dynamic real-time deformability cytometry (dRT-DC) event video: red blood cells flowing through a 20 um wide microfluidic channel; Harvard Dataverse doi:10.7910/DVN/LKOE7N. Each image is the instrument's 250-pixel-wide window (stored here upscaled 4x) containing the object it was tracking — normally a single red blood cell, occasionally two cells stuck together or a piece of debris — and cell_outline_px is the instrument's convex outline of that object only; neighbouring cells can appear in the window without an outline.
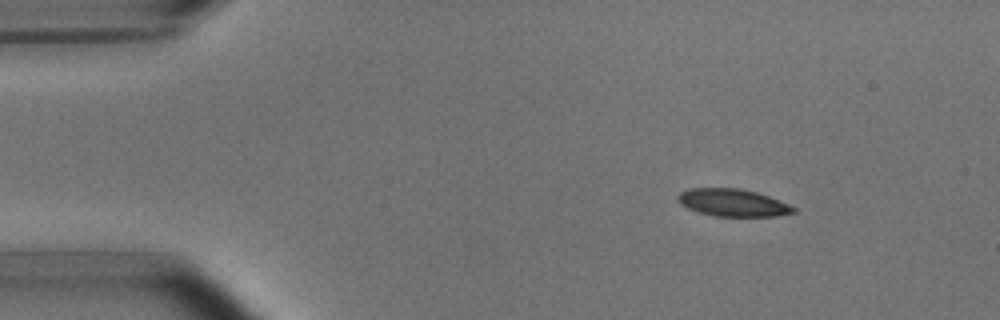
{"species": "common noctule bat (a hibernating species)", "species_latin": "Nyctalus noctula", "temperature_condition": "room temperature", "stored_images_in_passage": 4, "camera_frame_rate_fps": 3000, "um_per_image_px": 0.085, "animal": {"sex": "male", "body_mass_g": 15.6}, "frame": {"image": 1, "passage_image": 2, "time_ms": 1.333, "image_size_px": [1000, 320], "cell_outline_px": [[796, 212], [776, 216], [716, 216], [700, 212], [688, 208], [680, 204], [676, 196], [680, 192], [688, 188], [740, 188], [756, 192], [768, 196], [788, 204], [796, 208]], "centroid_in_image_um": [62.27, 17.22], "position_along_channel_um": 22.7, "area_um2": 18.38}}